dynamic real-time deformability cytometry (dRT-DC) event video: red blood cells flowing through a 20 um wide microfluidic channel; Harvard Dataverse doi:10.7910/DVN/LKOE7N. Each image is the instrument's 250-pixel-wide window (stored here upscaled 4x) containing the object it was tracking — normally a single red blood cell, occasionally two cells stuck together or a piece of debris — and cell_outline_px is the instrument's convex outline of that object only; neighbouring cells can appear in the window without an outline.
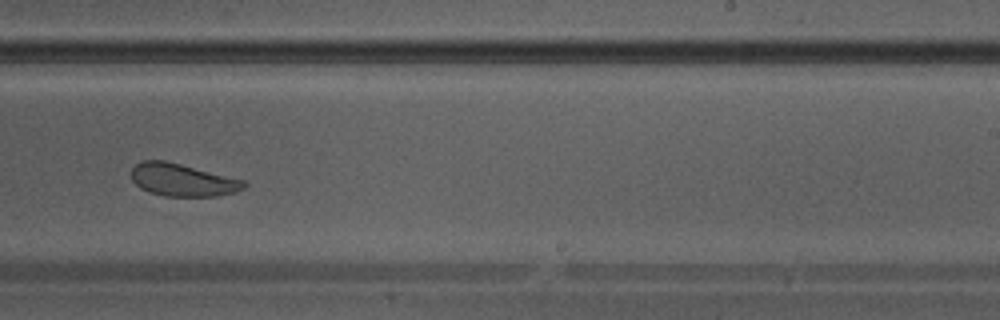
{"species": "Egyptian fruit bat (a non-hibernating species)", "species_latin": "Rousettus aegyptiacus", "temperature_condition": "warm", "stored_images_in_passage": 36, "camera_frame_rate_fps": 3000, "um_per_image_px": 0.085, "animal": {"sex": "male"}, "frame": {"image": 1, "passage_image": 21, "time_ms": 6.667, "image_size_px": [1000, 320], "cell_outline_px": [[248, 184], [244, 188], [236, 192], [216, 196], [164, 196], [148, 192], [140, 188], [132, 180], [132, 168], [136, 164], [144, 160], [164, 160], [244, 180]], "centroid_in_image_um": [15.51, 15.3], "position_along_channel_um": 273.5, "area_um2": 21.27}}